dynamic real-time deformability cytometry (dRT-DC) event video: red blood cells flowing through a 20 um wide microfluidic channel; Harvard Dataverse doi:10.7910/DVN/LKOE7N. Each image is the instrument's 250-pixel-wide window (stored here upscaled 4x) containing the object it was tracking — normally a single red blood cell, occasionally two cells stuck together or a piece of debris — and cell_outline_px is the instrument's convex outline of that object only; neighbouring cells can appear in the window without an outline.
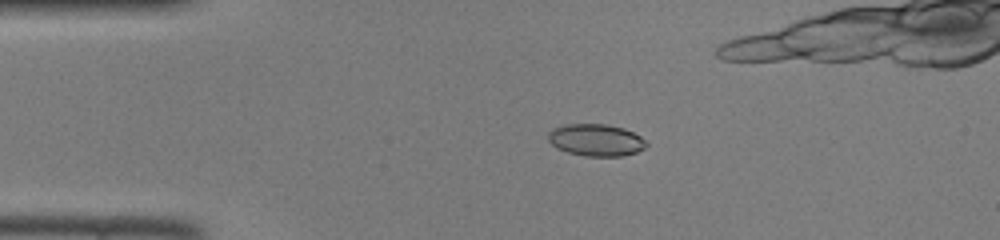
{"species": "common noctule bat (a hibernating species)", "species_latin": "Nyctalus noctula", "temperature_condition": "room temperature", "stored_images_in_passage": 48, "camera_frame_rate_fps": 3000, "um_per_image_px": 0.085, "animal": {"sex": "female", "body_mass_g": 22.0, "forearm_length_mm": 56.7}, "frame": {"image": 1, "passage_image": 10, "time_ms": 3.0, "image_size_px": [1000, 240], "cell_outline_px": [[648, 144], [644, 148], [636, 152], [620, 156], [584, 156], [568, 152], [556, 148], [548, 140], [548, 132], [552, 128], [564, 124], [604, 124], [624, 128], [640, 136]], "centroid_in_image_um": [50.62, 11.9], "position_along_channel_um": 34.4, "area_um2": 18.32}}
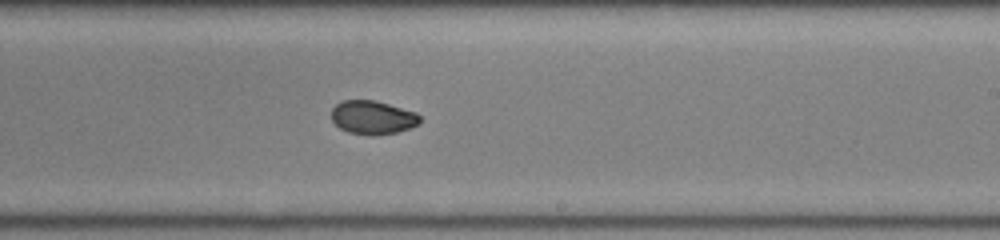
{"frame": {"image": 2, "passage_image": 28, "time_ms": 9.0, "image_size_px": [1000, 240], "cell_outline_px": [[420, 124], [396, 132], [372, 136], [368, 136], [348, 132], [340, 128], [332, 120], [332, 108], [336, 104], [344, 100], [372, 100], [388, 104], [416, 112], [420, 116]], "centroid_in_image_um": [31.67, 9.99], "position_along_channel_um": 257.3, "area_um2": 17.28}}
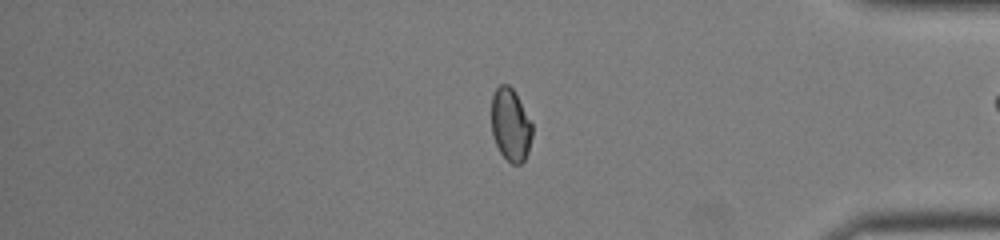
{"frame": {"image": 3, "passage_image": 39, "time_ms": 12.667, "image_size_px": [1000, 240], "cell_outline_px": [[532, 136], [528, 152], [524, 160], [520, 164], [512, 164], [500, 152], [496, 144], [492, 132], [492, 96], [496, 88], [500, 84], [508, 84], [512, 88], [532, 124]], "centroid_in_image_um": [43.39, 10.62], "position_along_channel_um": 391.8, "area_um2": 16.99}}